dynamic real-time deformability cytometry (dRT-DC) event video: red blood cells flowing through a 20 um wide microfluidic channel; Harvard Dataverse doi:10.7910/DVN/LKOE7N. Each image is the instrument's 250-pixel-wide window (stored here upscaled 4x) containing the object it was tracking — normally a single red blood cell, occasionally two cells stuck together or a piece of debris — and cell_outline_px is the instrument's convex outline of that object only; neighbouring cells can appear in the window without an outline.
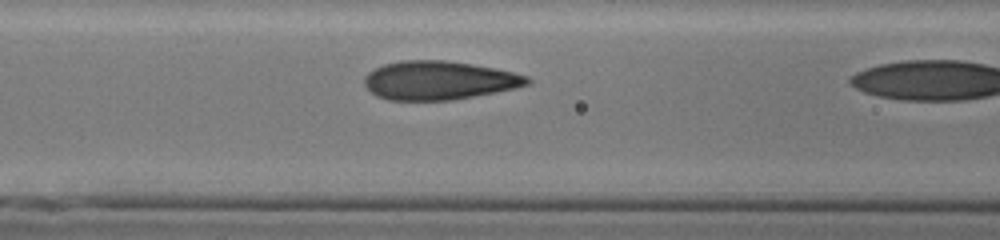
{"species": "human", "species_latin": "Homo sapiens", "temperature_condition": "cold", "stored_images_in_passage": 10, "camera_frame_rate_fps": 3000, "um_per_image_px": 0.085, "donor": {"sex": "male"}, "frame": {"image": 1, "passage_image": 9, "time_ms": 2.667, "image_size_px": [1000, 240], "cell_outline_px": [[532, 80], [528, 84], [516, 88], [452, 100], [388, 100], [376, 96], [364, 84], [364, 76], [368, 72], [384, 64], [400, 60], [444, 60], [472, 64], [512, 72], [528, 76]], "centroid_in_image_um": [37.28, 6.83], "position_along_channel_um": 129.3, "area_um2": 36.59}}